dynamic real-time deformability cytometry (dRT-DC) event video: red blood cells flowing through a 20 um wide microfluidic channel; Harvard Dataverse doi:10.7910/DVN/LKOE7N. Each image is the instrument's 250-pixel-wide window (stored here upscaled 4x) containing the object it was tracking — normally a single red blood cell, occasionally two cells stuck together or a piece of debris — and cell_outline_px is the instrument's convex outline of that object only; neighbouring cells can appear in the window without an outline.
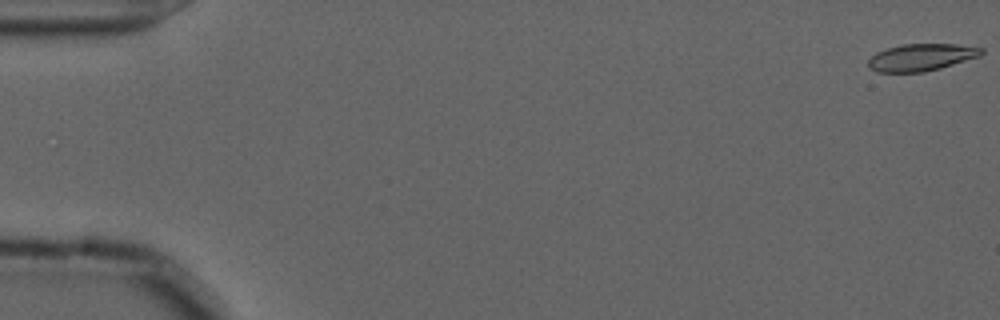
{"species": "common noctule bat (a hibernating species)", "species_latin": "Nyctalus noctula", "temperature_condition": "cold", "stored_images_in_passage": 56, "camera_frame_rate_fps": 3000, "um_per_image_px": 0.085, "animal": {"sex": "male", "forearm_length_mm": 52.5}, "frame": {"image": 1, "passage_image": 1, "time_ms": 0.0, "image_size_px": [1000, 320], "cell_outline_px": [[984, 52], [980, 56], [940, 68], [924, 72], [876, 72], [868, 68], [868, 60], [876, 52], [888, 48], [904, 44], [956, 44], [984, 48]], "centroid_in_image_um": [78.3, 4.87], "position_along_channel_um": 6.7, "area_um2": 17.86}}
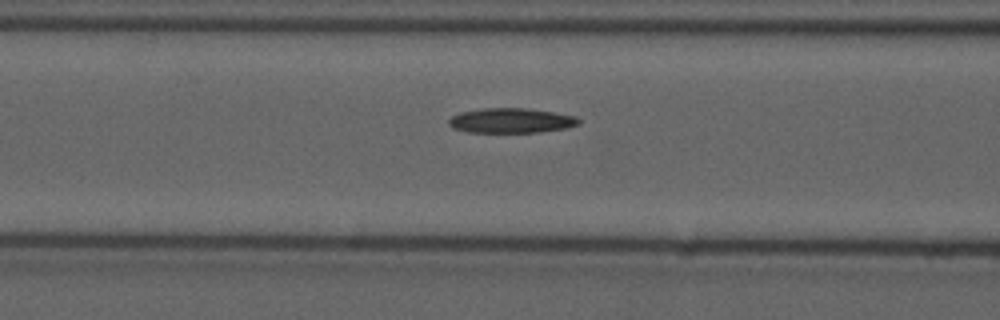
{"frame": {"image": 2, "passage_image": 23, "time_ms": 7.333, "image_size_px": [1000, 320], "cell_outline_px": [[580, 124], [564, 128], [540, 132], [468, 132], [452, 128], [448, 124], [448, 120], [452, 116], [460, 112], [484, 108], [524, 108], [552, 112], [576, 116], [580, 120]], "centroid_in_image_um": [43.42, 10.25], "position_along_channel_um": 123.2, "area_um2": 18.73}}
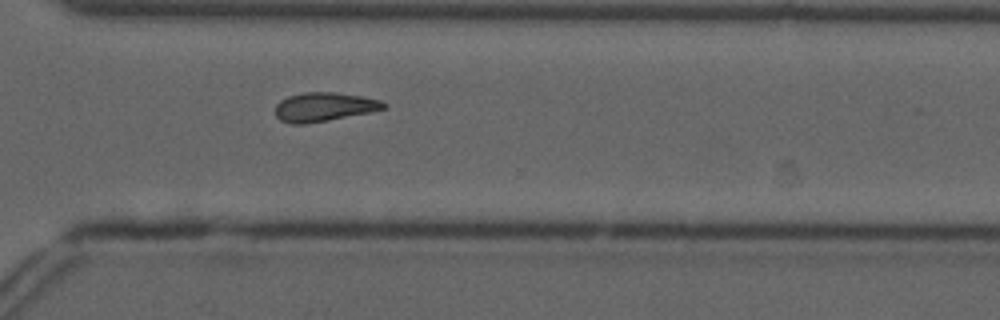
{"frame": {"image": 3, "passage_image": 41, "time_ms": 13.333, "image_size_px": [1000, 320], "cell_outline_px": [[388, 108], [328, 120], [304, 124], [292, 124], [280, 120], [276, 116], [276, 104], [280, 100], [288, 96], [304, 92], [332, 92], [360, 96], [380, 100], [388, 104]], "centroid_in_image_um": [27.53, 9.08], "position_along_channel_um": 343.1, "area_um2": 18.15}}